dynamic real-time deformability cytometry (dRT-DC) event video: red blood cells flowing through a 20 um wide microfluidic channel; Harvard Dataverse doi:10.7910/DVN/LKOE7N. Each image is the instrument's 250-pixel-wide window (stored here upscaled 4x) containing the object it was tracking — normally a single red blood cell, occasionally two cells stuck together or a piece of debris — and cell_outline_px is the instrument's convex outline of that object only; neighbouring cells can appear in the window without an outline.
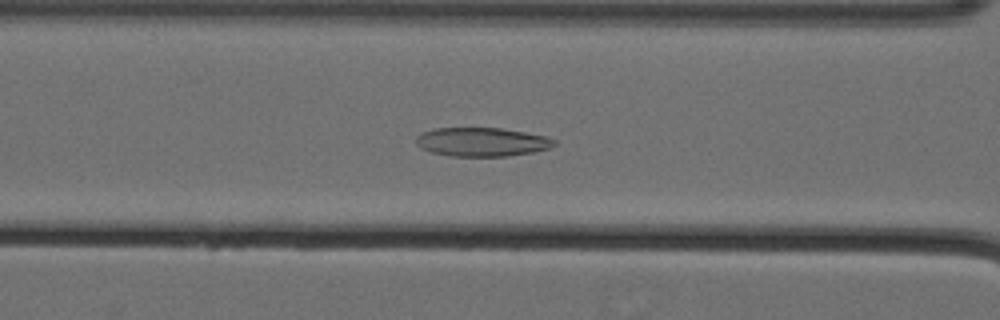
{"species": "Egyptian fruit bat (a non-hibernating species)", "species_latin": "Rousettus aegyptiacus", "temperature_condition": "cold", "stored_images_in_passage": 45, "camera_frame_rate_fps": 3000, "um_per_image_px": 0.085, "animal": {"sex": "female"}, "frame": {"image": 1, "passage_image": 18, "time_ms": 5.667, "image_size_px": [1000, 320], "cell_outline_px": [[556, 144], [552, 148], [532, 152], [508, 156], [448, 156], [432, 152], [420, 148], [416, 144], [416, 136], [420, 132], [432, 128], [500, 128], [524, 132], [544, 136], [556, 140]], "centroid_in_image_um": [40.92, 12.06], "position_along_channel_um": 125.7, "area_um2": 23.35}}
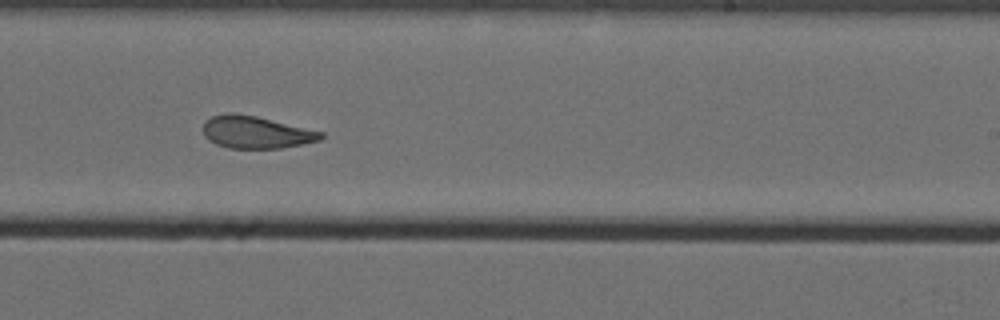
{"frame": {"image": 2, "passage_image": 30, "time_ms": 9.667, "image_size_px": [1000, 320], "cell_outline_px": [[324, 136], [320, 140], [280, 148], [228, 148], [216, 144], [208, 140], [204, 136], [204, 120], [212, 116], [228, 112], [232, 112], [256, 116], [324, 132]], "centroid_in_image_um": [21.73, 11.23], "position_along_channel_um": 267.3, "area_um2": 22.14}}
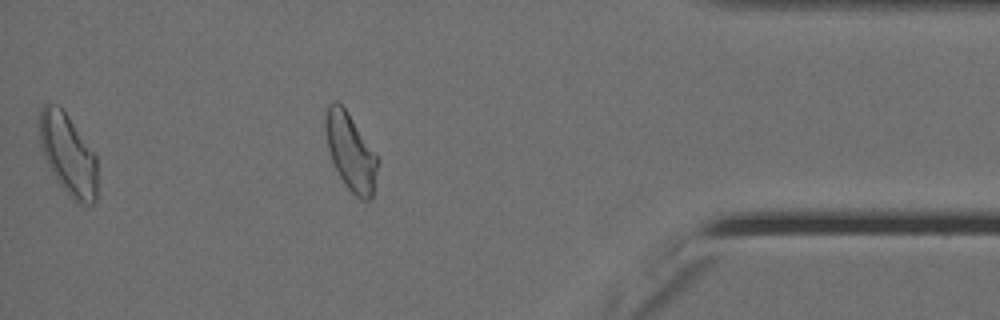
{"frame": {"image": 3, "passage_image": 44, "time_ms": 14.333, "image_size_px": [1000, 320], "cell_outline_px": [[96, 204], [84, 208], [76, 204], [68, 196], [56, 180], [44, 156], [40, 144], [40, 112], [44, 104], [56, 104], [68, 116], [96, 156]], "centroid_in_image_um": [5.81, 13.24], "position_along_channel_um": 429.4, "area_um2": 27.34}, "authors_computed_cell_mechanics": {"area_um2": 23.6402, "velocity_mm_per_s": 3.5609, "shape_relaxation_time_tau1_ms": 9.0639, "shape_relaxation_time_tau2_ms": 2.5563, "deformation_change_tau1": 0.1966, "deformation_change_tau2": 0.096}}